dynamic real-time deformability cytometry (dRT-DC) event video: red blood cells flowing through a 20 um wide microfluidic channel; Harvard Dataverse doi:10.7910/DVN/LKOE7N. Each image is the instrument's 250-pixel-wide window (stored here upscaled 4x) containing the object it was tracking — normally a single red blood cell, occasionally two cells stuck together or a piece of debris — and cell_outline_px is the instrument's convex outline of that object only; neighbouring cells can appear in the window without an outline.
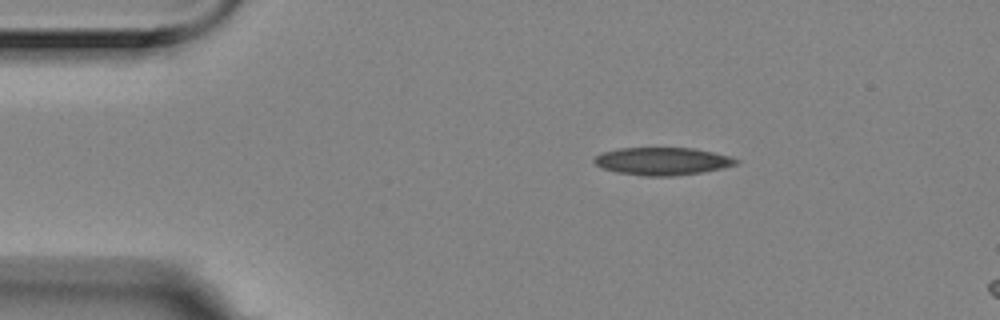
{"species": "Egyptian fruit bat (a non-hibernating species)", "species_latin": "Rousettus aegyptiacus", "temperature_condition": "room temperature", "stored_images_in_passage": 4, "camera_frame_rate_fps": 3000, "um_per_image_px": 0.085, "animal": {"sex": "female"}, "frame": {"image": 1, "passage_image": 1, "time_ms": 0.0, "image_size_px": [1000, 320], "cell_outline_px": [[740, 164], [700, 172], [672, 176], [640, 176], [616, 172], [604, 168], [596, 164], [592, 160], [596, 156], [604, 152], [620, 148], [692, 148], [712, 152], [728, 156], [740, 160]], "centroid_in_image_um": [56.3, 13.71], "position_along_channel_um": 28.7, "area_um2": 22.66}}
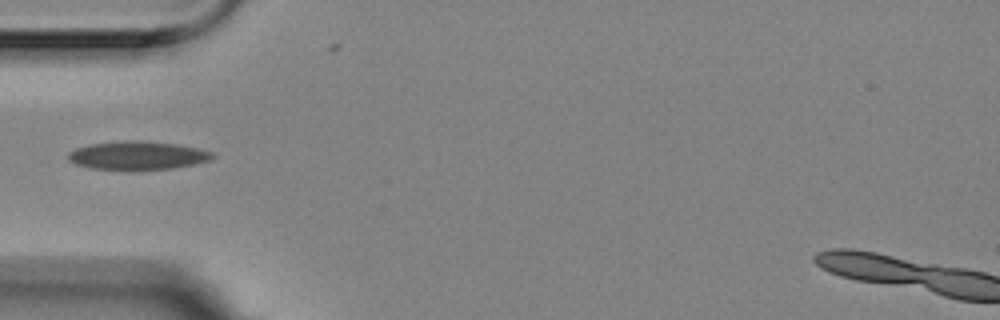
{"frame": {"image": 2, "passage_image": 3, "time_ms": 0.667, "image_size_px": [1000, 320], "cell_outline_px": [[216, 156], [212, 160], [172, 168], [88, 168], [76, 164], [68, 160], [68, 152], [76, 148], [92, 144], [124, 140], [136, 140], [176, 144], [196, 148], [212, 152]], "centroid_in_image_um": [11.69, 13.19], "position_along_channel_um": 73.3, "area_um2": 23.24}}
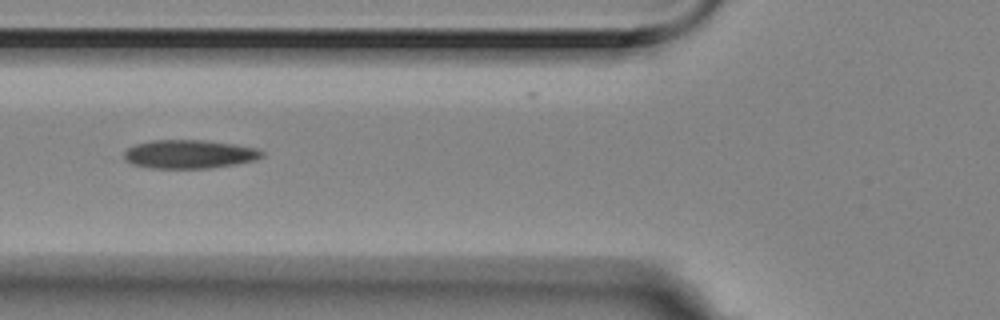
{"frame": {"image": 3, "passage_image": 4, "time_ms": 1.0, "image_size_px": [1000, 320], "cell_outline_px": [[264, 156], [256, 160], [236, 164], [208, 168], [152, 168], [132, 164], [124, 160], [124, 152], [128, 148], [136, 144], [152, 140], [204, 140], [232, 144], [256, 148], [264, 152]], "centroid_in_image_um": [16.09, 13.1], "position_along_channel_um": 109.7, "area_um2": 22.95}}